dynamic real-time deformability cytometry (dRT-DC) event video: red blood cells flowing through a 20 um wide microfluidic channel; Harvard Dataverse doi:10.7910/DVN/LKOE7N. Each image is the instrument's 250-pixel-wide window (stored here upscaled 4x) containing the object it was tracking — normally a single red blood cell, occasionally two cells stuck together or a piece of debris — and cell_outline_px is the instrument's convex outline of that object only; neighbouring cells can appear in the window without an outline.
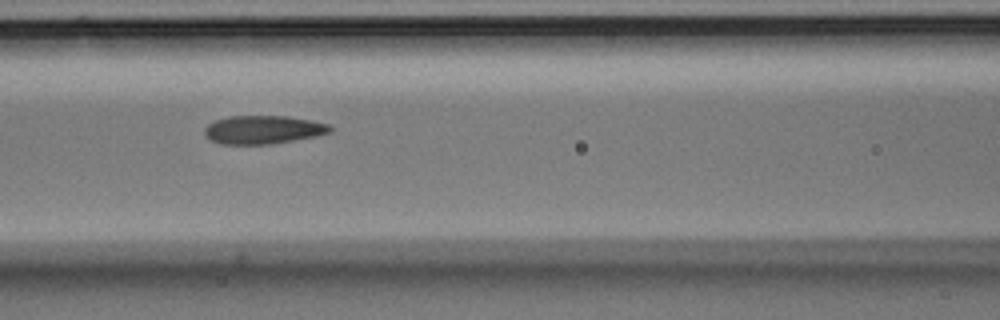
{"species": "Egyptian fruit bat (a non-hibernating species)", "species_latin": "Rousettus aegyptiacus", "temperature_condition": "room temperature", "stored_images_in_passage": 12, "camera_frame_rate_fps": 3000, "um_per_image_px": 0.085, "animal": {"sex": "male"}, "frame": {"image": 1, "passage_image": 4, "time_ms": 1.0, "image_size_px": [1000, 320], "cell_outline_px": [[332, 132], [316, 136], [272, 144], [220, 144], [212, 140], [204, 132], [204, 128], [208, 124], [216, 120], [228, 116], [288, 116], [312, 120], [328, 124], [332, 128]], "centroid_in_image_um": [22.39, 11.02], "position_along_channel_um": 144.2, "area_um2": 20.75}}
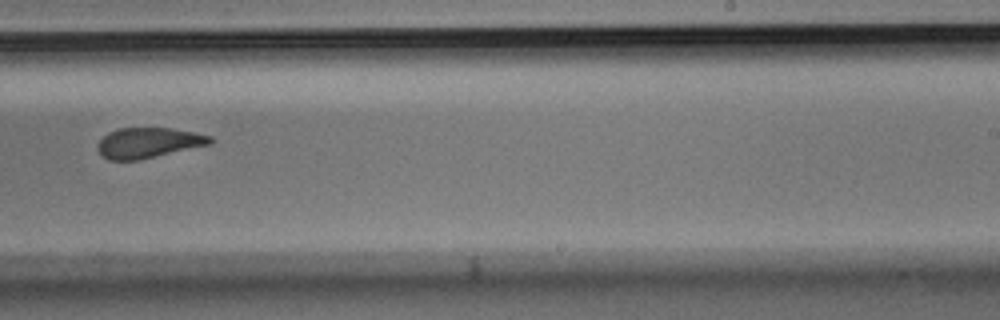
{"frame": {"image": 2, "passage_image": 7, "time_ms": 2.0, "image_size_px": [1000, 320], "cell_outline_px": [[212, 144], [140, 160], [108, 160], [96, 148], [100, 140], [108, 132], [120, 128], [168, 128], [192, 132], [212, 136]], "centroid_in_image_um": [12.62, 12.14], "position_along_channel_um": 276.4, "area_um2": 19.83}}
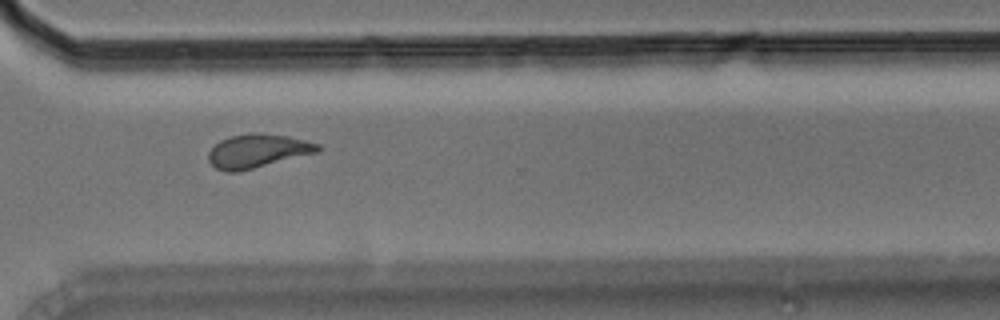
{"frame": {"image": 3, "passage_image": 9, "time_ms": 2.667, "image_size_px": [1000, 320], "cell_outline_px": [[324, 148], [320, 152], [236, 172], [224, 172], [216, 168], [208, 160], [208, 152], [220, 140], [232, 136], [248, 132], [256, 132], [288, 136], [320, 144]], "centroid_in_image_um": [21.92, 12.82], "position_along_channel_um": 348.7, "area_um2": 21.56}}